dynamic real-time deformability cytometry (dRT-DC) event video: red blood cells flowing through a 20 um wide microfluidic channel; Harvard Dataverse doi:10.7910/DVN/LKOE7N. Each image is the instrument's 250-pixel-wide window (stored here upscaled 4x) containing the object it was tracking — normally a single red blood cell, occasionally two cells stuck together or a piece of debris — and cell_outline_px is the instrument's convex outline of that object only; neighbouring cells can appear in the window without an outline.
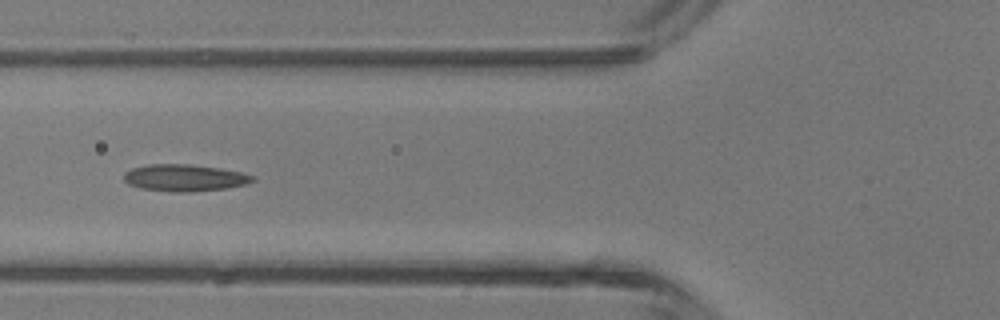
{"species": "common noctule bat (a hibernating species)", "species_latin": "Nyctalus noctula", "temperature_condition": "room temperature", "stored_images_in_passage": 36, "camera_frame_rate_fps": 3000, "um_per_image_px": 0.085, "animal": {"sex": "male", "body_mass_g": 13.3}, "frame": {"image": 1, "passage_image": 7, "time_ms": 2.0, "image_size_px": [1000, 320], "cell_outline_px": [[256, 180], [248, 184], [228, 188], [188, 192], [168, 192], [140, 188], [128, 184], [124, 180], [124, 172], [132, 168], [148, 164], [188, 164], [220, 168], [240, 172], [256, 176]], "centroid_in_image_um": [15.71, 15.12], "position_along_channel_um": 110.1, "area_um2": 20.4}}
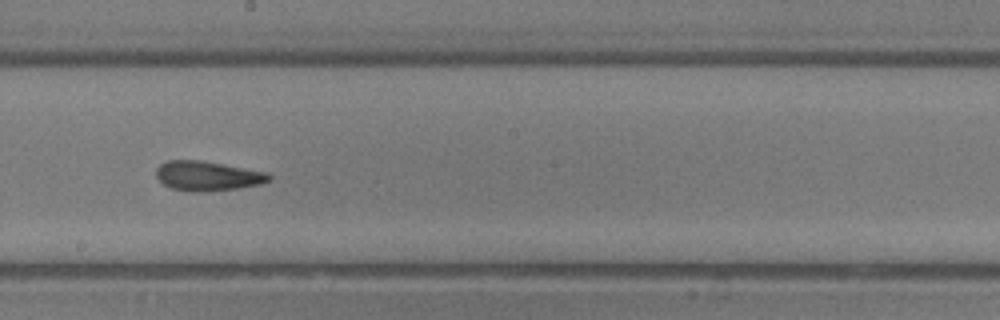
{"frame": {"image": 2, "passage_image": 15, "time_ms": 4.667, "image_size_px": [1000, 320], "cell_outline_px": [[272, 180], [260, 184], [240, 188], [200, 192], [192, 192], [172, 188], [164, 184], [156, 176], [156, 168], [160, 164], [168, 160], [200, 160], [268, 172], [272, 176]], "centroid_in_image_um": [17.67, 14.95], "position_along_channel_um": 230.5, "area_um2": 19.54}}
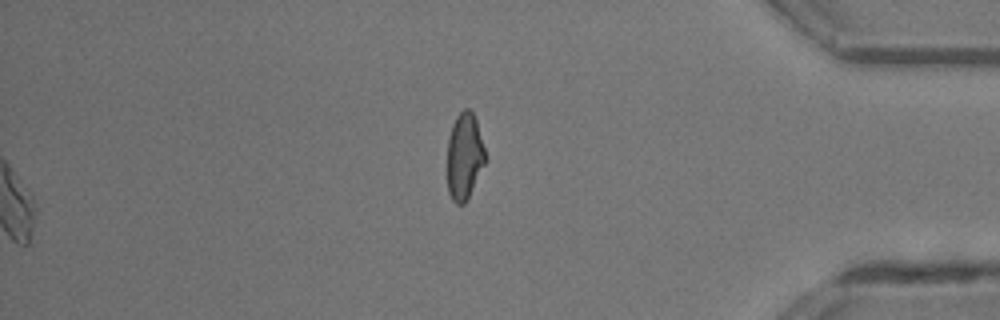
{"frame": {"image": 3, "passage_image": 36, "time_ms": 11.667, "image_size_px": [1000, 320], "cell_outline_px": [[488, 160], [464, 204], [456, 204], [452, 200], [448, 192], [448, 136], [452, 124], [456, 116], [464, 108], [468, 108], [472, 112], [476, 120]], "centroid_in_image_um": [39.49, 13.28], "position_along_channel_um": 395.7, "area_um2": 19.36}, "authors_computed_cell_mechanics": {"area_um2": 19.1318, "velocity_mm_per_s": 4.5028, "shape_relaxation_time_tau1_ms": null, "shape_relaxation_time_tau2_ms": 2.7808, "deformation_change_tau1": null, "deformation_change_tau2": 0.0966}}